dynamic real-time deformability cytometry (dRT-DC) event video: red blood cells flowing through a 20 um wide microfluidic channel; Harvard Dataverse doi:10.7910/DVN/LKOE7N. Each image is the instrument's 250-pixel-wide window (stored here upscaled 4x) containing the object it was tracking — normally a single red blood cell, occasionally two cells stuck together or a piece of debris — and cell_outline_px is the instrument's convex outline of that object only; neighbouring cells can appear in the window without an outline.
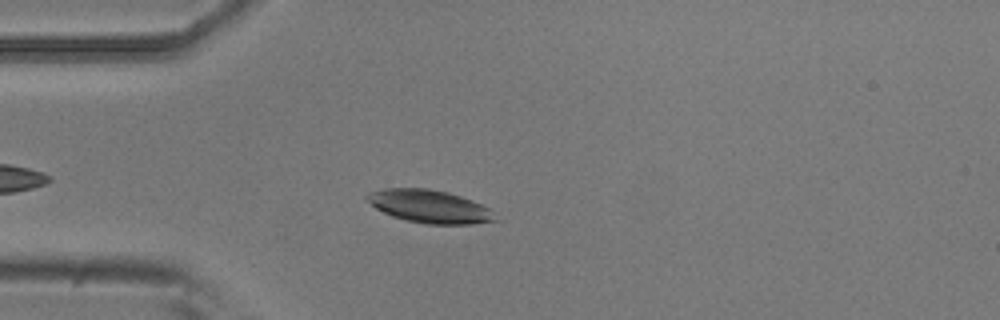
{"species": "common noctule bat (a hibernating species)", "species_latin": "Nyctalus noctula", "temperature_condition": "room temperature", "stored_images_in_passage": 48, "camera_frame_rate_fps": 3000, "um_per_image_px": 0.085, "animal": {"sex": "male", "body_mass_g": 20.5, "forearm_length_mm": 52.5}, "frame": {"image": 1, "passage_image": 8, "time_ms": 2.333, "image_size_px": [1000, 320], "cell_outline_px": [[500, 220], [472, 224], [424, 224], [404, 220], [392, 216], [376, 208], [364, 196], [368, 192], [384, 188], [428, 188], [448, 192], [472, 200], [488, 208]], "centroid_in_image_um": [36.5, 17.55], "position_along_channel_um": 48.5, "area_um2": 24.68}}
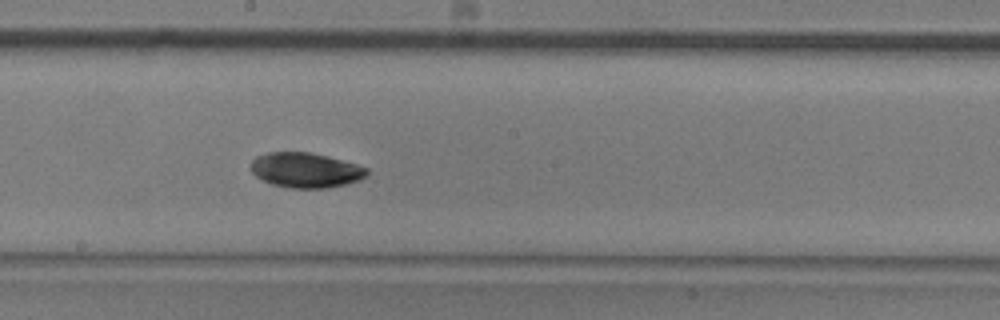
{"frame": {"image": 2, "passage_image": 23, "time_ms": 7.333, "image_size_px": [1000, 320], "cell_outline_px": [[368, 172], [360, 180], [348, 184], [328, 188], [288, 188], [272, 184], [256, 176], [252, 172], [252, 160], [256, 156], [268, 152], [308, 152], [356, 164], [368, 168]], "centroid_in_image_um": [25.98, 14.47], "position_along_channel_um": 222.2, "area_um2": 23.47}}
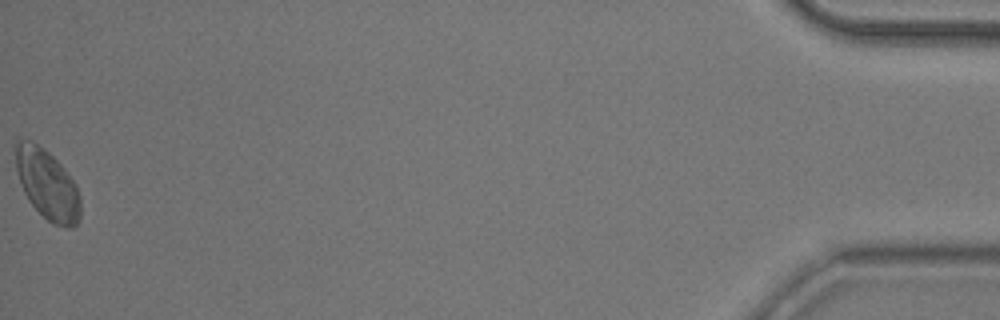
{"frame": {"image": 3, "passage_image": 48, "time_ms": 15.667, "image_size_px": [1000, 320], "cell_outline_px": [[80, 220], [72, 228], [68, 228], [52, 224], [28, 200], [20, 184], [16, 168], [12, 144], [16, 140], [32, 140], [48, 152], [64, 168], [76, 184], [80, 196]], "centroid_in_image_um": [3.99, 15.65], "position_along_channel_um": 431.2, "area_um2": 26.7}, "authors_computed_cell_mechanics": {"area_um2": 23.8714, "velocity_mm_per_s": 3.7046, "shape_relaxation_time_tau1_ms": 3.0894, "shape_relaxation_time_tau2_ms": null, "deformation_change_tau1": 0.1146, "deformation_change_tau2": null}}